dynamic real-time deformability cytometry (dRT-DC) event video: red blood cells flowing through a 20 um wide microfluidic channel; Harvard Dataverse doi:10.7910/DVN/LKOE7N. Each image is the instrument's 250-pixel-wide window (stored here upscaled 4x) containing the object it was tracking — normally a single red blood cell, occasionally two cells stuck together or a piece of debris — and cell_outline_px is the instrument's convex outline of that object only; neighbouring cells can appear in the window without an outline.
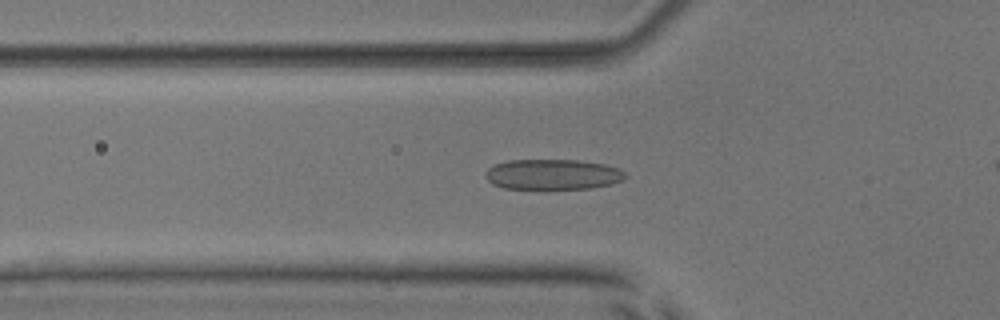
{"species": "common noctule bat (a hibernating species)", "species_latin": "Nyctalus noctula", "temperature_condition": "room temperature", "stored_images_in_passage": 46, "camera_frame_rate_fps": 3000, "um_per_image_px": 0.085, "animal": {"sex": "male", "body_mass_g": 17.9, "forearm_length_mm": 54.2}, "frame": {"image": 1, "passage_image": 17, "time_ms": 5.333, "image_size_px": [1000, 320], "cell_outline_px": [[628, 176], [624, 180], [612, 184], [588, 188], [504, 188], [492, 184], [484, 176], [484, 172], [488, 168], [496, 164], [508, 160], [576, 160], [604, 164], [620, 168]], "centroid_in_image_um": [46.99, 14.82], "position_along_channel_um": 78.8, "area_um2": 24.74}}
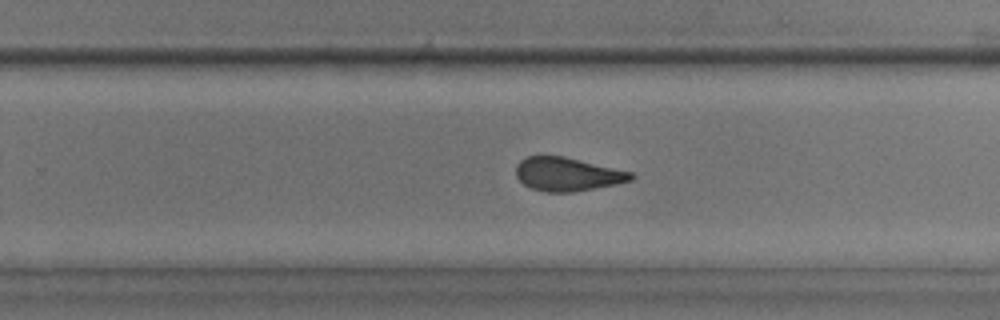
{"frame": {"image": 2, "passage_image": 33, "time_ms": 10.667, "image_size_px": [1000, 320], "cell_outline_px": [[636, 176], [632, 180], [616, 184], [572, 192], [544, 192], [532, 188], [524, 184], [516, 176], [516, 164], [520, 160], [528, 156], [564, 156], [632, 172]], "centroid_in_image_um": [48.23, 14.8], "position_along_channel_um": 281.6, "area_um2": 22.43}}
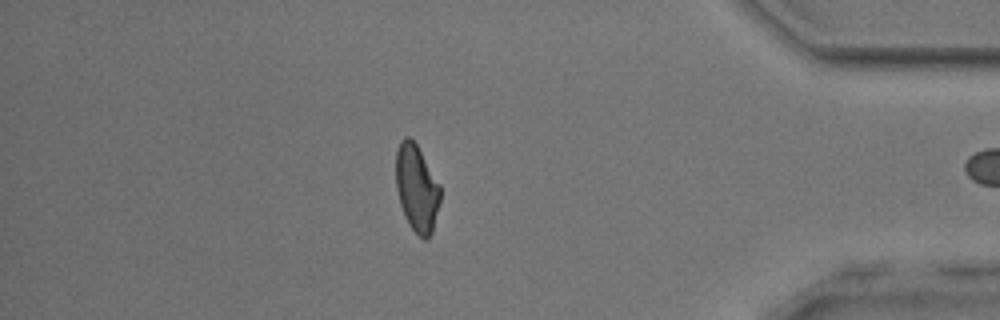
{"frame": {"image": 3, "passage_image": 45, "time_ms": 14.667, "image_size_px": [1000, 320], "cell_outline_px": [[440, 200], [432, 232], [428, 240], [424, 240], [408, 224], [400, 204], [396, 188], [396, 152], [400, 140], [404, 136], [408, 136], [416, 144], [440, 184]], "centroid_in_image_um": [35.41, 15.99], "position_along_channel_um": 399.8, "area_um2": 22.43}}